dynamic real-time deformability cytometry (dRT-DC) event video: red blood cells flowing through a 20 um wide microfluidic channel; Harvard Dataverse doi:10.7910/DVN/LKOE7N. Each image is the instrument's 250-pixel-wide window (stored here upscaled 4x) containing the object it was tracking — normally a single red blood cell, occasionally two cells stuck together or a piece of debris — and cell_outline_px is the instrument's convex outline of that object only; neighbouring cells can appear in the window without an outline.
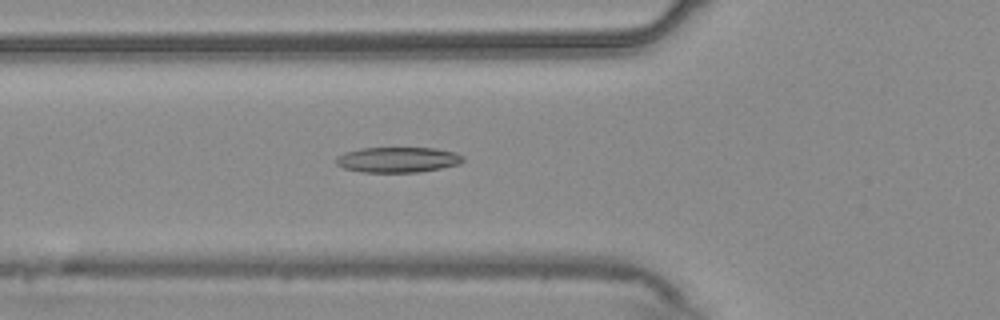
{"species": "common noctule bat (a hibernating species)", "species_latin": "Nyctalus noctula", "temperature_condition": "warm", "stored_images_in_passage": 45, "camera_frame_rate_fps": 3000, "um_per_image_px": 0.085, "animal": {"sex": "male", "body_mass_g": 20.4}, "frame": {"image": 1, "passage_image": 10, "time_ms": 3.0, "image_size_px": [1000, 320], "cell_outline_px": [[464, 160], [460, 164], [420, 172], [360, 172], [344, 168], [336, 164], [336, 156], [344, 152], [360, 148], [436, 148], [456, 152], [464, 156]], "centroid_in_image_um": [33.81, 13.57], "position_along_channel_um": 92.0, "area_um2": 18.96}}
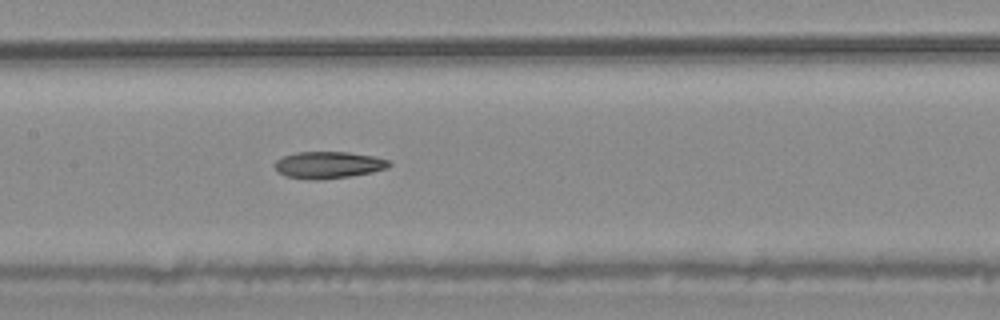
{"frame": {"image": 2, "passage_image": 17, "time_ms": 5.333, "image_size_px": [1000, 320], "cell_outline_px": [[392, 164], [388, 168], [372, 172], [348, 176], [316, 180], [308, 180], [284, 176], [276, 168], [276, 160], [284, 156], [296, 152], [348, 152], [372, 156], [388, 160]], "centroid_in_image_um": [27.92, 14.02], "position_along_channel_um": 179.5, "area_um2": 17.74}}
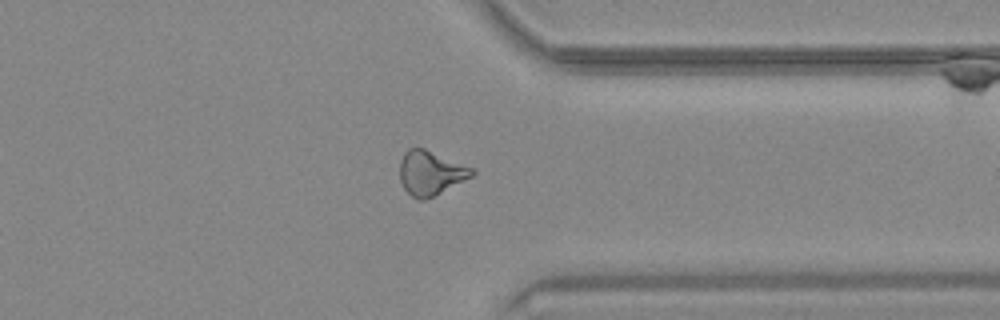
{"frame": {"image": 3, "passage_image": 33, "time_ms": 10.667, "image_size_px": [1000, 320], "cell_outline_px": [[476, 172], [472, 176], [424, 200], [420, 200], [412, 196], [404, 188], [400, 180], [400, 160], [404, 152], [408, 148], [424, 148], [476, 168]], "centroid_in_image_um": [36.61, 14.67], "position_along_channel_um": 374.8, "area_um2": 18.55}, "authors_computed_cell_mechanics": {"area_um2": 18.3804, "velocity_mm_per_s": 3.713, "shape_relaxation_time_tau1_ms": 5.6568, "shape_relaxation_time_tau2_ms": 4.8599, "deformation_change_tau1": 0.151, "deformation_change_tau2": 0.136}}